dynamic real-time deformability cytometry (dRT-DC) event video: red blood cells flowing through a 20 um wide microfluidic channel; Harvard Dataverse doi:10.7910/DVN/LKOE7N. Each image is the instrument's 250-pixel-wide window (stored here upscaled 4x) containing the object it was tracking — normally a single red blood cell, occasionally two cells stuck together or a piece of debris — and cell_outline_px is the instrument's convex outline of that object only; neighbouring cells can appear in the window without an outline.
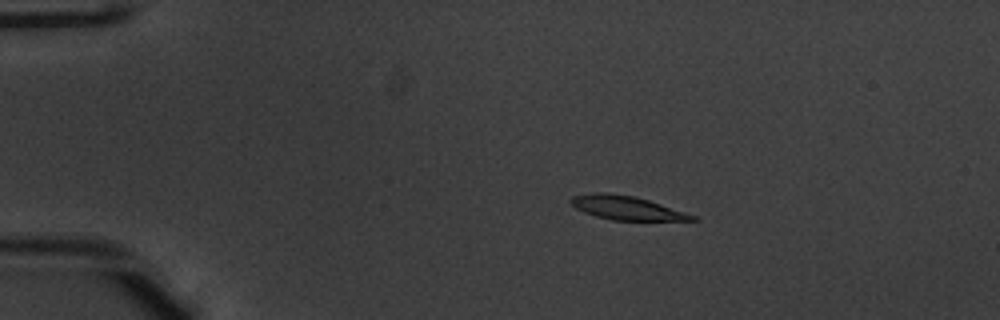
{"species": "common noctule bat (a hibernating species)", "species_latin": "Nyctalus noctula", "temperature_condition": "warm", "stored_images_in_passage": 53, "camera_frame_rate_fps": 3000, "um_per_image_px": 0.085, "animal": {"sex": "male", "body_mass_g": 20.1, "forearm_length_mm": 53.5}, "frame": {"image": 1, "passage_image": 11, "time_ms": 3.333, "image_size_px": [1000, 320], "cell_outline_px": [[700, 220], [612, 220], [596, 216], [584, 212], [576, 208], [568, 200], [572, 196], [592, 192], [604, 192], [632, 196], [648, 200], [696, 216]], "centroid_in_image_um": [53.2, 17.66], "position_along_channel_um": 31.8, "area_um2": 16.59}}
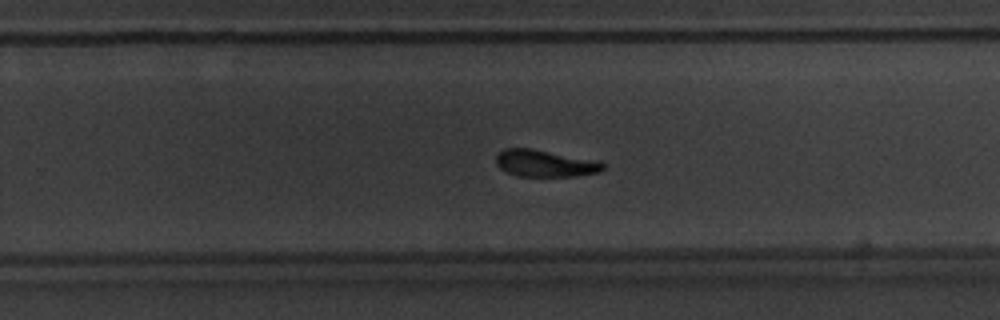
{"frame": {"image": 2, "passage_image": 35, "time_ms": 11.333, "image_size_px": [1000, 320], "cell_outline_px": [[604, 168], [600, 172], [576, 176], [516, 176], [500, 168], [496, 164], [496, 156], [504, 148], [532, 148], [600, 160], [604, 164]], "centroid_in_image_um": [46.36, 13.87], "position_along_channel_um": 283.4, "area_um2": 16.99}}
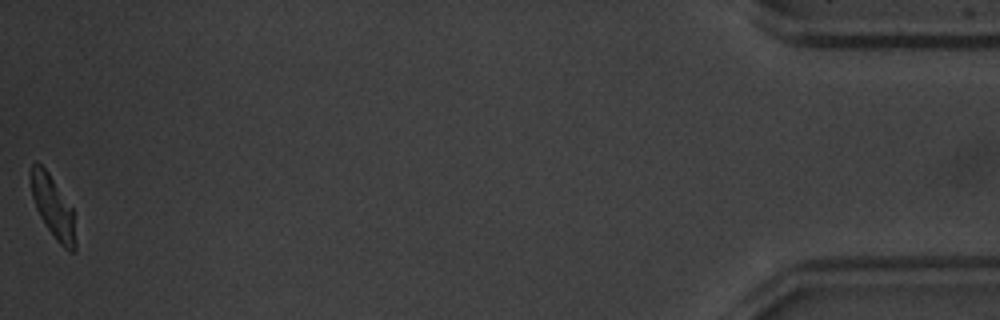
{"frame": {"image": 3, "passage_image": 53, "time_ms": 17.333, "image_size_px": [1000, 320], "cell_outline_px": [[76, 252], [68, 252], [56, 240], [40, 216], [36, 208], [32, 196], [28, 176], [32, 164], [36, 160], [48, 172], [72, 208], [76, 244]], "centroid_in_image_um": [4.48, 17.58], "position_along_channel_um": 430.7, "area_um2": 16.13}, "authors_computed_cell_mechanics": {"area_um2": 17.34, "velocity_mm_per_s": 3.9174, "shape_relaxation_time_tau1_ms": 2.4837, "shape_relaxation_time_tau2_ms": 4.2144, "deformation_change_tau1": 0.1563, "deformation_change_tau2": 0.1099}}